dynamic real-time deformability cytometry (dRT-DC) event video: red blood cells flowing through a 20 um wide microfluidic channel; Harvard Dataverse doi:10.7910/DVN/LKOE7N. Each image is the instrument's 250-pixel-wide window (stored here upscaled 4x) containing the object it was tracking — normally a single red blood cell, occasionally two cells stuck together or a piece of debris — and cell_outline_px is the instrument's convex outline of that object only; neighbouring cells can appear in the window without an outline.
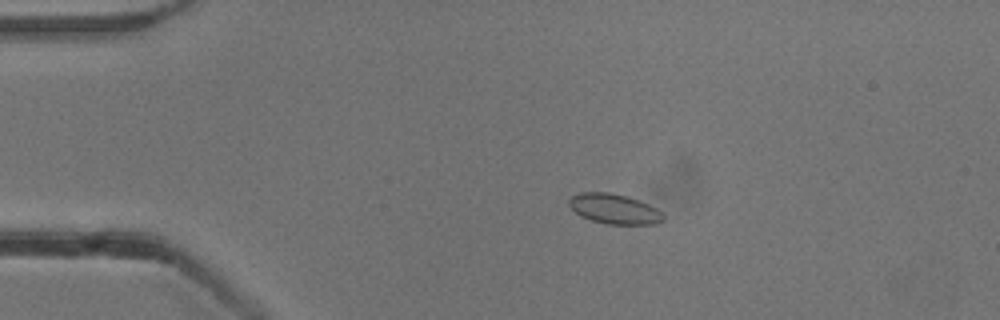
{"species": "common noctule bat (a hibernating species)", "species_latin": "Nyctalus noctula", "temperature_condition": "cold", "stored_images_in_passage": 55, "camera_frame_rate_fps": 3000, "um_per_image_px": 0.085, "animal": {"sex": "male", "body_mass_g": 13.3}, "frame": {"image": 1, "passage_image": 12, "time_ms": 3.667, "image_size_px": [1000, 320], "cell_outline_px": [[664, 220], [656, 224], [608, 224], [592, 220], [580, 216], [568, 204], [568, 200], [572, 196], [580, 192], [608, 192], [628, 196], [640, 200], [656, 208], [664, 216]], "centroid_in_image_um": [52.21, 17.75], "position_along_channel_um": 32.8, "area_um2": 16.47}}
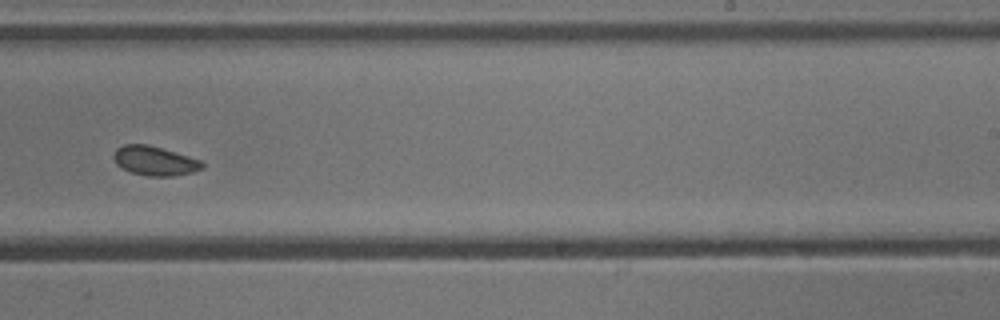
{"frame": {"image": 2, "passage_image": 35, "time_ms": 11.333, "image_size_px": [1000, 320], "cell_outline_px": [[204, 168], [192, 172], [172, 176], [148, 176], [132, 172], [120, 168], [116, 164], [112, 156], [116, 148], [124, 144], [148, 144], [204, 160]], "centroid_in_image_um": [13.16, 13.66], "position_along_channel_um": 275.8, "area_um2": 15.37}}
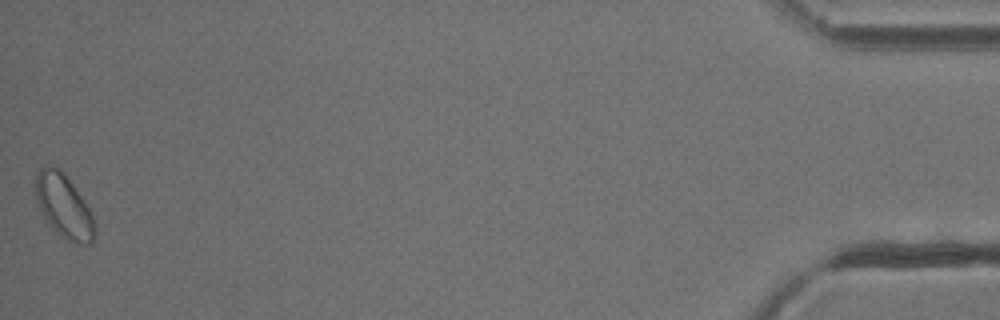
{"frame": {"image": 3, "passage_image": 55, "time_ms": 18.0, "image_size_px": [1000, 320], "cell_outline_px": [[96, 232], [92, 244], [80, 244], [68, 240], [56, 232], [40, 216], [36, 204], [36, 172], [44, 164], [48, 164], [56, 168], [72, 184], [84, 200], [92, 216]], "centroid_in_image_um": [5.38, 17.55], "position_along_channel_um": 429.8, "area_um2": 21.91}}